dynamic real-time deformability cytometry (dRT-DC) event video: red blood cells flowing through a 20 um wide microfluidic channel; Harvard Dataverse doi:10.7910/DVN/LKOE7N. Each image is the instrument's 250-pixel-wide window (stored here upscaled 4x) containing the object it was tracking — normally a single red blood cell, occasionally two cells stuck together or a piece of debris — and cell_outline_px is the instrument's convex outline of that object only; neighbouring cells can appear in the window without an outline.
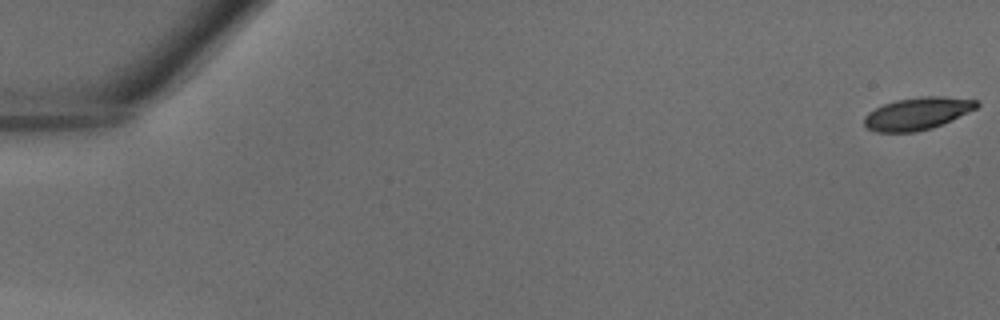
{"species": "common noctule bat (a hibernating species)", "species_latin": "Nyctalus noctula", "temperature_condition": "warm", "stored_images_in_passage": 14, "camera_frame_rate_fps": 3000, "um_per_image_px": 0.085, "animal": {"sex": "male", "body_mass_g": 18.8}, "frame": {"image": 1, "passage_image": 1, "time_ms": 0.0, "image_size_px": [1000, 320], "cell_outline_px": [[980, 104], [976, 108], [932, 128], [916, 132], [876, 132], [868, 128], [864, 124], [864, 116], [868, 112], [884, 104], [896, 100], [924, 96], [940, 96], [976, 100]], "centroid_in_image_um": [77.94, 9.65], "position_along_channel_um": 7.1, "area_um2": 20.92}}
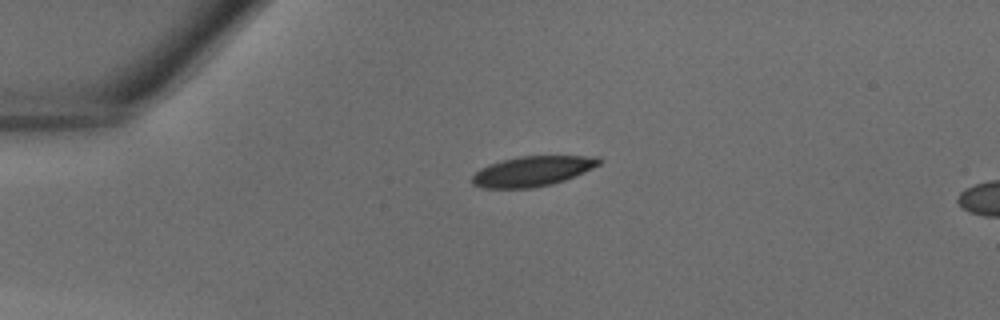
{"frame": {"image": 2, "passage_image": 11, "time_ms": 3.333, "image_size_px": [1000, 320], "cell_outline_px": [[604, 160], [600, 164], [584, 172], [564, 180], [552, 184], [532, 188], [480, 188], [472, 184], [472, 176], [480, 168], [488, 164], [520, 156], [600, 156]], "centroid_in_image_um": [45.26, 14.55], "position_along_channel_um": 39.7, "area_um2": 22.31}}